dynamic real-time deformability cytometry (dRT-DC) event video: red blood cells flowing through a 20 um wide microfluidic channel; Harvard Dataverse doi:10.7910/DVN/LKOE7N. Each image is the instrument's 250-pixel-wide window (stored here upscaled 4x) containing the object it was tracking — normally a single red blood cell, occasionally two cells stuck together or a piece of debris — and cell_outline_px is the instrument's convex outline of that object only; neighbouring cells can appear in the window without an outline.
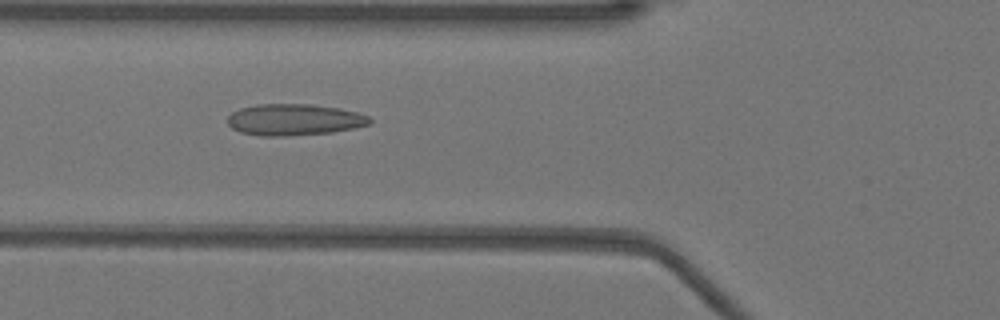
{"species": "Egyptian fruit bat (a non-hibernating species)", "species_latin": "Rousettus aegyptiacus", "temperature_condition": "warm", "stored_images_in_passage": 36, "camera_frame_rate_fps": 3000, "um_per_image_px": 0.085, "animal": {"sex": "female"}, "frame": {"image": 1, "passage_image": 6, "time_ms": 1.667, "image_size_px": [1000, 320], "cell_outline_px": [[372, 120], [368, 124], [352, 128], [332, 132], [292, 136], [260, 136], [240, 132], [232, 128], [228, 124], [228, 116], [232, 112], [240, 108], [256, 104], [312, 104], [340, 108], [356, 112], [368, 116]], "centroid_in_image_um": [24.97, 10.17], "position_along_channel_um": 100.8, "area_um2": 26.13}}
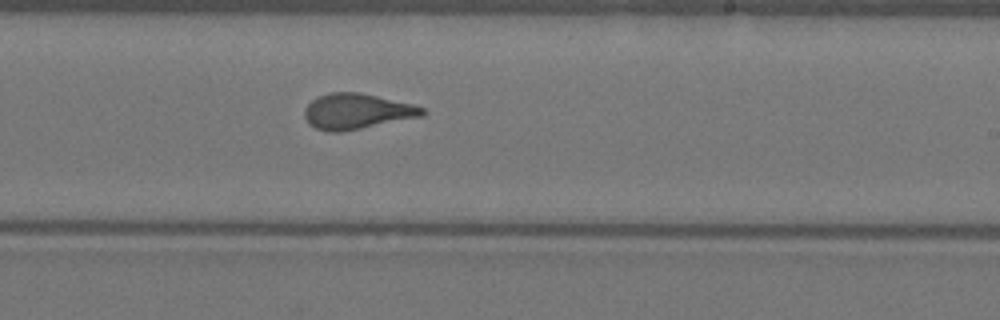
{"frame": {"image": 2, "passage_image": 18, "time_ms": 5.667, "image_size_px": [1000, 320], "cell_outline_px": [[424, 116], [340, 132], [328, 132], [316, 128], [308, 124], [304, 116], [304, 108], [312, 100], [320, 96], [332, 92], [360, 92], [412, 104], [424, 108]], "centroid_in_image_um": [30.3, 9.47], "position_along_channel_um": 258.7, "area_um2": 24.28}}
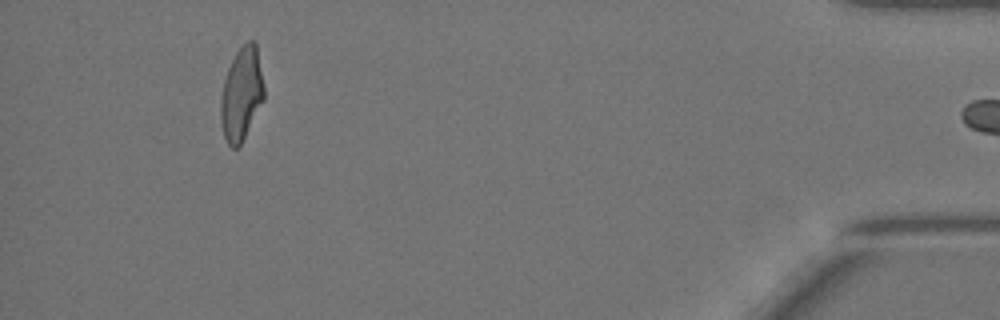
{"frame": {"image": 3, "passage_image": 35, "time_ms": 11.333, "image_size_px": [1000, 320], "cell_outline_px": [[264, 100], [240, 148], [232, 148], [228, 144], [224, 136], [220, 120], [220, 104], [224, 80], [228, 68], [236, 52], [248, 40], [252, 40], [256, 44], [264, 88]], "centroid_in_image_um": [20.53, 8.05], "position_along_channel_um": 414.7, "area_um2": 23.58}, "authors_computed_cell_mechanics": {"area_um2": 24.1026, "velocity_mm_per_s": 3.9407, "shape_relaxation_time_tau1_ms": null, "shape_relaxation_time_tau2_ms": 1.0142, "deformation_change_tau1": null, "deformation_change_tau2": 0.1012}}